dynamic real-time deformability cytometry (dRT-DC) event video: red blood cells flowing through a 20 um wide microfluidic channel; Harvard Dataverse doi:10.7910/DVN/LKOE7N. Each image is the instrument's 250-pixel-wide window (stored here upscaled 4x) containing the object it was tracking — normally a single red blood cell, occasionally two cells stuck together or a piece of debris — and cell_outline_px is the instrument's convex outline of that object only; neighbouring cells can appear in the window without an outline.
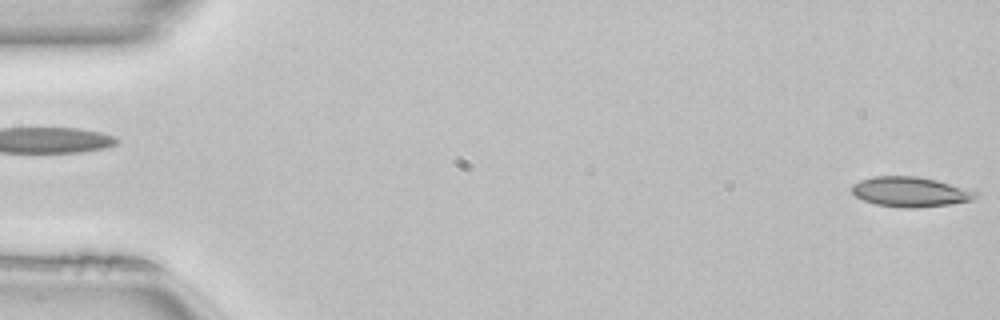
{"species": "common noctule bat (a hibernating species)", "species_latin": "Nyctalus noctula", "temperature_condition": "room temperature", "stored_images_in_passage": 51, "camera_frame_rate_fps": 3000, "um_per_image_px": 0.085, "animal": {"sex": "female", "body_mass_g": 22.7, "forearm_length_mm": 54.2}, "frame": {"image": 1, "passage_image": 1, "time_ms": 0.0, "image_size_px": [1000, 320], "cell_outline_px": [[980, 196], [972, 200], [952, 204], [916, 208], [904, 208], [876, 204], [864, 200], [856, 196], [852, 192], [852, 184], [860, 180], [872, 176], [916, 176], [976, 188], [980, 192]], "centroid_in_image_um": [77.5, 16.3], "position_along_channel_um": 7.5, "area_um2": 22.2}}
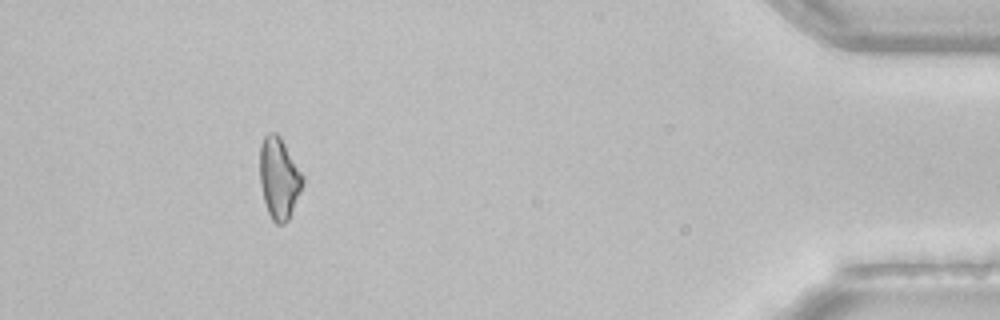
{"frame": {"image": 2, "passage_image": 46, "time_ms": 15.0, "image_size_px": [1000, 320], "cell_outline_px": [[304, 184], [288, 220], [284, 224], [276, 224], [272, 220], [268, 212], [264, 200], [260, 184], [260, 144], [264, 136], [268, 132], [276, 132], [280, 136], [304, 176]], "centroid_in_image_um": [23.72, 15.13], "position_along_channel_um": 411.5, "area_um2": 20.4}}